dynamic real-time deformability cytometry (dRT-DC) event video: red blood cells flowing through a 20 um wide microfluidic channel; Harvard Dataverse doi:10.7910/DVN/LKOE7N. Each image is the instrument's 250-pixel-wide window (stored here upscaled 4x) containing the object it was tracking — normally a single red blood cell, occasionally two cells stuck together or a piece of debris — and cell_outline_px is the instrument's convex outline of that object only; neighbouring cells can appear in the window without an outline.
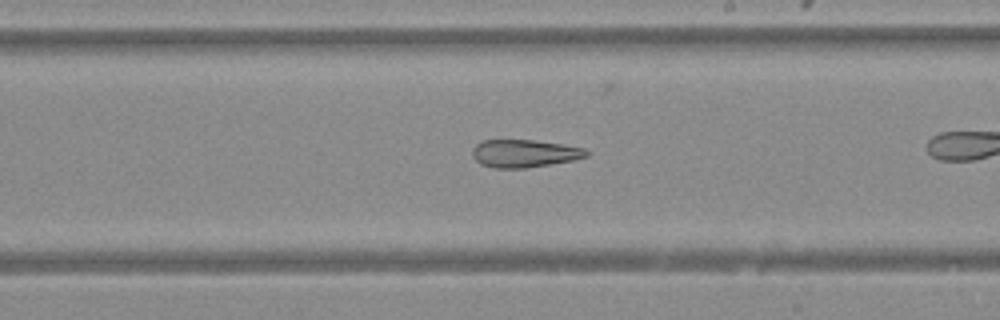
{"species": "Egyptian fruit bat (a non-hibernating species)", "species_latin": "Rousettus aegyptiacus", "temperature_condition": "warm", "stored_images_in_passage": 32, "camera_frame_rate_fps": 3000, "um_per_image_px": 0.085, "animal": {"sex": "female"}, "frame": {"image": 1, "passage_image": 23, "time_ms": 7.333, "image_size_px": [1000, 320], "cell_outline_px": [[588, 156], [572, 160], [552, 164], [524, 168], [496, 168], [480, 164], [472, 156], [472, 148], [480, 140], [532, 140], [560, 144], [584, 148], [588, 152]], "centroid_in_image_um": [44.53, 13.04], "position_along_channel_um": 244.5, "area_um2": 18.38}}